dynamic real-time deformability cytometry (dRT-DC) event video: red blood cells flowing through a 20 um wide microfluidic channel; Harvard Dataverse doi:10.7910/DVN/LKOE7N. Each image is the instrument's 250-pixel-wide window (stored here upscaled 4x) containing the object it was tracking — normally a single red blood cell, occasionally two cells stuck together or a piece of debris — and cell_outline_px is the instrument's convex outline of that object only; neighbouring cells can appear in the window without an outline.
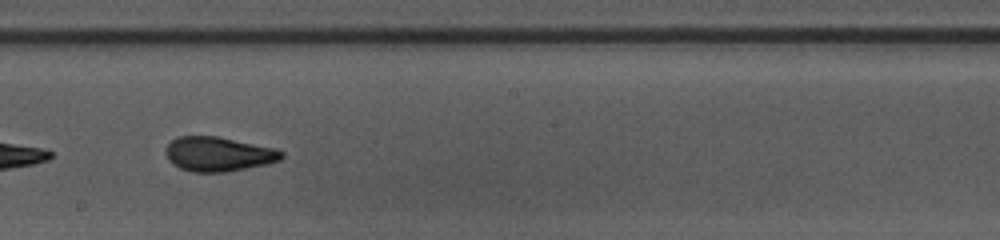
{"species": "common noctule bat (a hibernating species)", "species_latin": "Nyctalus noctula", "temperature_condition": "warm", "stored_images_in_passage": 23, "camera_frame_rate_fps": 3000, "um_per_image_px": 0.085, "animal": {"sex": "female", "body_mass_g": 10.0, "forearm_length_mm": 53.1}, "frame": {"image": 1, "passage_image": 14, "time_ms": 4.333, "image_size_px": [1000, 240], "cell_outline_px": [[284, 156], [280, 160], [264, 164], [228, 172], [192, 172], [180, 168], [172, 164], [168, 160], [164, 152], [164, 148], [172, 140], [180, 136], [220, 136], [276, 148], [284, 152]], "centroid_in_image_um": [18.55, 13.09], "position_along_channel_um": 229.7, "area_um2": 23.52}}
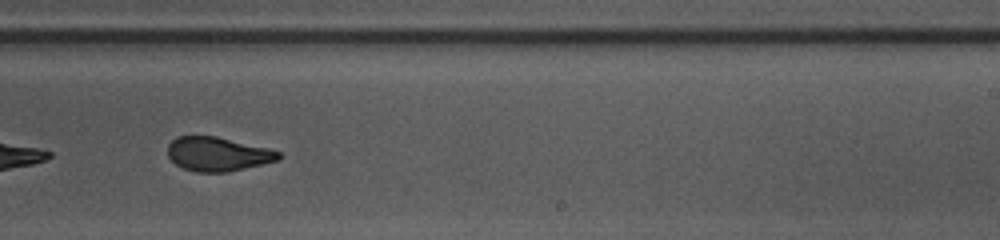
{"frame": {"image": 2, "passage_image": 17, "time_ms": 5.333, "image_size_px": [1000, 240], "cell_outline_px": [[280, 160], [264, 164], [228, 172], [196, 172], [184, 168], [176, 164], [168, 156], [168, 144], [176, 136], [216, 136], [268, 148], [280, 152]], "centroid_in_image_um": [18.51, 13.09], "position_along_channel_um": 270.5, "area_um2": 22.02}}
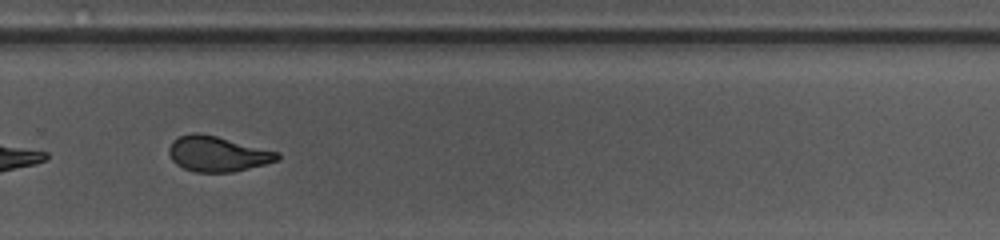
{"frame": {"image": 3, "passage_image": 20, "time_ms": 6.333, "image_size_px": [1000, 240], "cell_outline_px": [[280, 160], [232, 172], [196, 172], [184, 168], [176, 164], [172, 160], [168, 152], [168, 148], [172, 140], [180, 136], [192, 132], [200, 132], [280, 152]], "centroid_in_image_um": [18.47, 13.07], "position_along_channel_um": 311.3, "area_um2": 22.37}}